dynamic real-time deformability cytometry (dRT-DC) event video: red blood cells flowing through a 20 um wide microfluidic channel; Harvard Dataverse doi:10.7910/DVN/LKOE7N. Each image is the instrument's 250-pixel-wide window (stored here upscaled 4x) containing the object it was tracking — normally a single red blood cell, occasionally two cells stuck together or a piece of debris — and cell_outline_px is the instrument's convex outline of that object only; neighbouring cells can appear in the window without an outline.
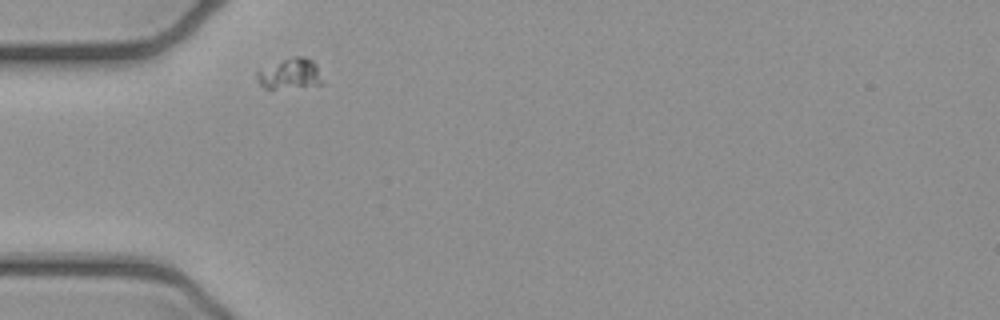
{"species": "common noctule bat (a hibernating species)", "species_latin": "Nyctalus noctula", "temperature_condition": "cold", "stored_images_in_passage": 3, "camera_frame_rate_fps": 3000, "um_per_image_px": 0.085, "animal": {"sex": "female", "body_mass_g": 21.9}, "frame": {"image": 1, "passage_image": 1, "time_ms": 0.0, "image_size_px": [1000, 320], "cell_outline_px": [[324, 84], [276, 88], [264, 88], [256, 80], [256, 72], [284, 60], [296, 56], [304, 56], [312, 60], [316, 64]], "centroid_in_image_um": [24.67, 6.28], "position_along_channel_um": 60.3, "area_um2": 11.27}}
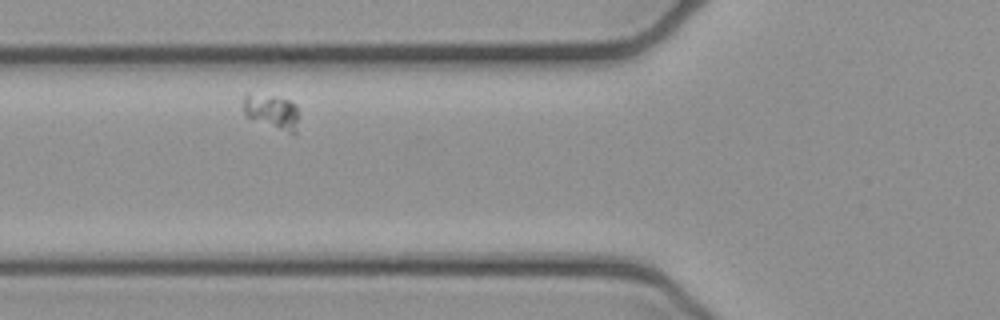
{"frame": {"image": 2, "passage_image": 2, "time_ms": 0.333, "image_size_px": [1000, 320], "cell_outline_px": [[296, 136], [248, 116], [244, 112], [244, 96], [276, 96], [288, 100], [296, 104]], "centroid_in_image_um": [23.16, 9.51], "position_along_channel_um": 102.6, "area_um2": 10.4}}
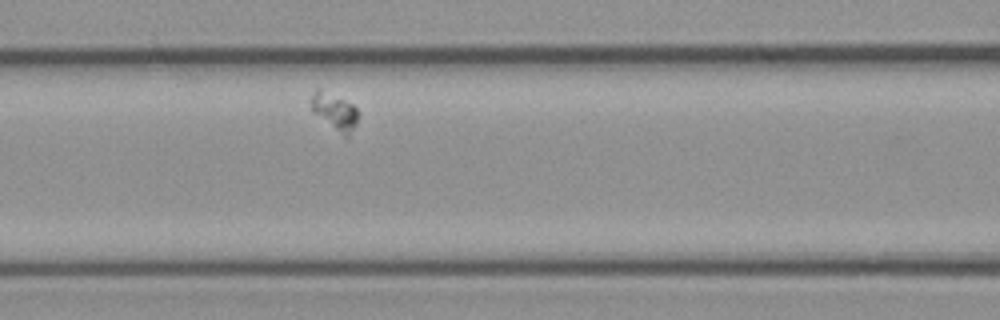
{"frame": {"image": 3, "passage_image": 3, "time_ms": 0.667, "image_size_px": [1000, 320], "cell_outline_px": [[360, 112], [356, 124], [348, 140], [312, 112], [312, 92], [316, 88], [352, 104]], "centroid_in_image_um": [28.48, 9.55], "position_along_channel_um": 138.1, "area_um2": 10.0}}